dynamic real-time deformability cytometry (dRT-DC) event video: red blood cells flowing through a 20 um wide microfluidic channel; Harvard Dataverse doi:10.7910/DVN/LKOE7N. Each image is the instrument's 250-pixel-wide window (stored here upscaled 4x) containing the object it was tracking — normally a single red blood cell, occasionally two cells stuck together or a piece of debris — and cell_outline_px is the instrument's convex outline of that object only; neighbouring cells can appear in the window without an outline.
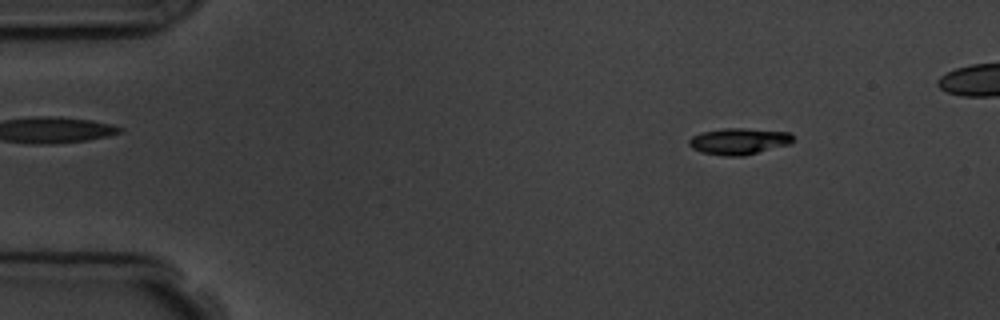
{"species": "common noctule bat (a hibernating species)", "species_latin": "Nyctalus noctula", "temperature_condition": "room temperature", "stored_images_in_passage": 5, "camera_frame_rate_fps": 3000, "um_per_image_px": 0.085, "animal": {"sex": "male", "body_mass_g": 19.5, "forearm_length_mm": 54.6}, "frame": {"image": 1, "passage_image": 1, "time_ms": 0.0, "image_size_px": [1000, 320], "cell_outline_px": [[792, 140], [788, 144], [744, 156], [724, 156], [700, 152], [692, 148], [688, 144], [688, 140], [692, 136], [700, 132], [724, 128], [744, 128], [788, 132], [792, 136]], "centroid_in_image_um": [62.73, 12.01], "position_along_channel_um": 22.3, "area_um2": 15.95}}